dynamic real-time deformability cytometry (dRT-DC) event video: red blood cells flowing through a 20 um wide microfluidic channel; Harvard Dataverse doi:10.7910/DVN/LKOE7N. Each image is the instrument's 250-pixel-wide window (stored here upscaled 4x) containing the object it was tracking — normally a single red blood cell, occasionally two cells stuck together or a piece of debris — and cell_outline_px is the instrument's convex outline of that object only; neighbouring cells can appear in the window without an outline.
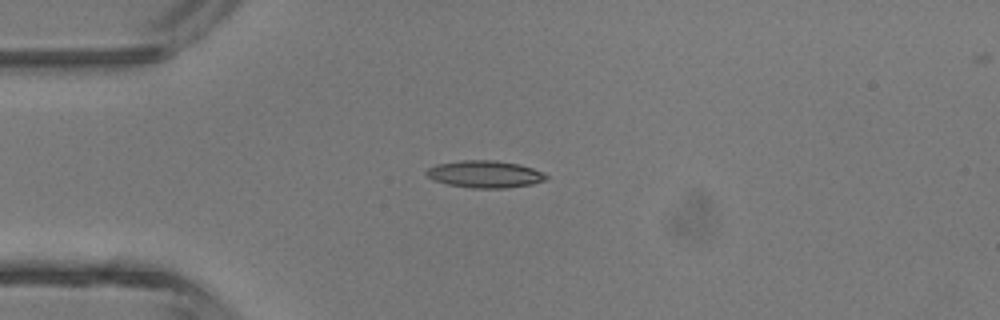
{"species": "common noctule bat (a hibernating species)", "species_latin": "Nyctalus noctula", "temperature_condition": "room temperature", "stored_images_in_passage": 3, "camera_frame_rate_fps": 3000, "um_per_image_px": 0.085, "animal": {"sex": "male", "body_mass_g": 13.3}, "frame": {"image": 1, "passage_image": 2, "time_ms": 1.0, "image_size_px": [1000, 320], "cell_outline_px": [[548, 176], [544, 180], [532, 184], [504, 188], [472, 188], [448, 184], [432, 180], [424, 172], [428, 168], [436, 164], [460, 160], [496, 160], [520, 164], [544, 172]], "centroid_in_image_um": [41.2, 14.79], "position_along_channel_um": 43.8, "area_um2": 19.02}}